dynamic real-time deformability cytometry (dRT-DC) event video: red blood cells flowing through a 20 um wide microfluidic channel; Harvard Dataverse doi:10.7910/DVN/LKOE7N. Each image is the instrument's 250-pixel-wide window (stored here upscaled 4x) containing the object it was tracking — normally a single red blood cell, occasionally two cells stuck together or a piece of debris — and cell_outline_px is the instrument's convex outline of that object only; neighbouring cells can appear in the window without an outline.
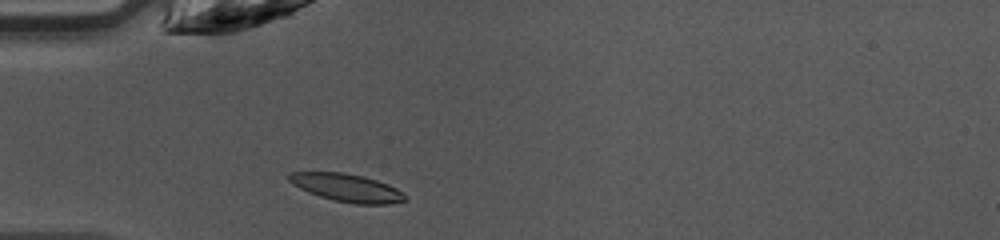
{"species": "common noctule bat (a hibernating species)", "species_latin": "Nyctalus noctula", "temperature_condition": "warm", "stored_images_in_passage": 35, "camera_frame_rate_fps": 3000, "um_per_image_px": 0.085, "animal": {"sex": "female", "body_mass_g": 10.0, "forearm_length_mm": 53.1}, "frame": {"image": 1, "passage_image": 2, "time_ms": 0.333, "image_size_px": [1000, 240], "cell_outline_px": [[408, 200], [392, 204], [356, 204], [332, 200], [308, 192], [292, 184], [288, 180], [288, 172], [340, 172], [364, 176], [388, 184], [396, 188], [408, 196]], "centroid_in_image_um": [29.51, 15.96], "position_along_channel_um": 55.5, "area_um2": 19.02}}
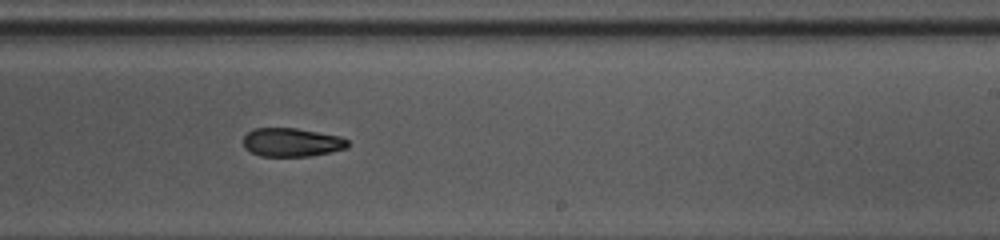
{"frame": {"image": 2, "passage_image": 17, "time_ms": 5.333, "image_size_px": [1000, 240], "cell_outline_px": [[348, 148], [332, 152], [308, 156], [260, 156], [244, 148], [244, 136], [252, 128], [296, 128], [340, 136], [348, 140]], "centroid_in_image_um": [24.8, 12.09], "position_along_channel_um": 264.2, "area_um2": 17.46}}
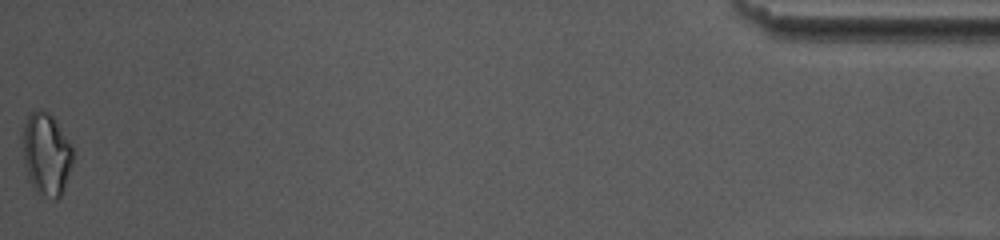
{"frame": {"image": 3, "passage_image": 35, "time_ms": 11.333, "image_size_px": [1000, 240], "cell_outline_px": [[76, 152], [64, 188], [60, 196], [56, 200], [32, 188], [28, 180], [20, 140], [20, 136], [24, 124], [28, 116], [36, 108], [40, 108], [48, 112], [52, 116], [72, 144]], "centroid_in_image_um": [3.93, 13.05], "position_along_channel_um": 431.3, "area_um2": 24.68}, "authors_computed_cell_mechanics": {"area_um2": 18.5538, "velocity_mm_per_s": 4.2955, "shape_relaxation_time_tau1_ms": 4.3949, "shape_relaxation_time_tau2_ms": 9.7078, "deformation_change_tau1": 0.1474, "deformation_change_tau2": 0.1959}}